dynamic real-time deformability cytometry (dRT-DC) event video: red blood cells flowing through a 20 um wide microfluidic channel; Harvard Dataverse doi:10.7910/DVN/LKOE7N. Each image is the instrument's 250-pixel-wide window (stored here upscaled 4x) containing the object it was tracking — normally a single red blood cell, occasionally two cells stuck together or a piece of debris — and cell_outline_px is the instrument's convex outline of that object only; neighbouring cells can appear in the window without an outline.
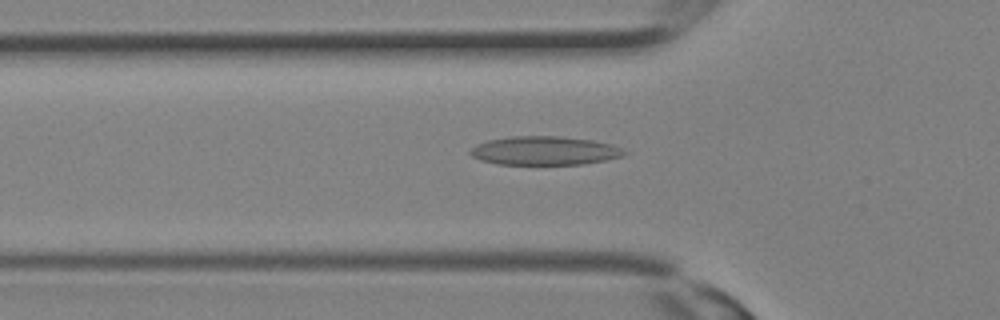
{"species": "Egyptian fruit bat (a non-hibernating species)", "species_latin": "Rousettus aegyptiacus", "temperature_condition": "room temperature", "stored_images_in_passage": 28, "camera_frame_rate_fps": 3000, "um_per_image_px": 0.085, "animal": {"sex": "female"}, "frame": {"image": 1, "passage_image": 8, "time_ms": 2.333, "image_size_px": [1000, 320], "cell_outline_px": [[628, 152], [624, 156], [604, 160], [580, 164], [496, 164], [480, 160], [472, 156], [468, 152], [476, 144], [488, 140], [512, 136], [560, 136], [592, 140], [612, 144]], "centroid_in_image_um": [46.27, 12.8], "position_along_channel_um": 79.5, "area_um2": 25.72}}
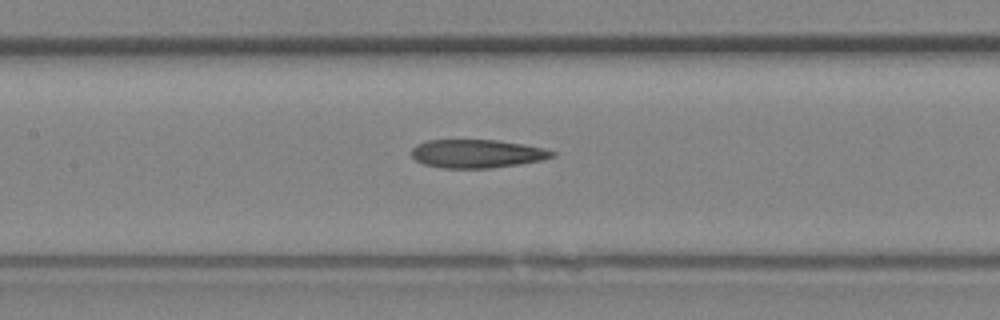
{"frame": {"image": 2, "passage_image": 12, "time_ms": 3.667, "image_size_px": [1000, 320], "cell_outline_px": [[556, 156], [544, 160], [520, 164], [488, 168], [444, 168], [424, 164], [416, 160], [412, 156], [412, 148], [416, 144], [428, 140], [500, 140], [524, 144], [544, 148], [556, 152]], "centroid_in_image_um": [40.59, 13.06], "position_along_channel_um": 166.8, "area_um2": 23.41}}
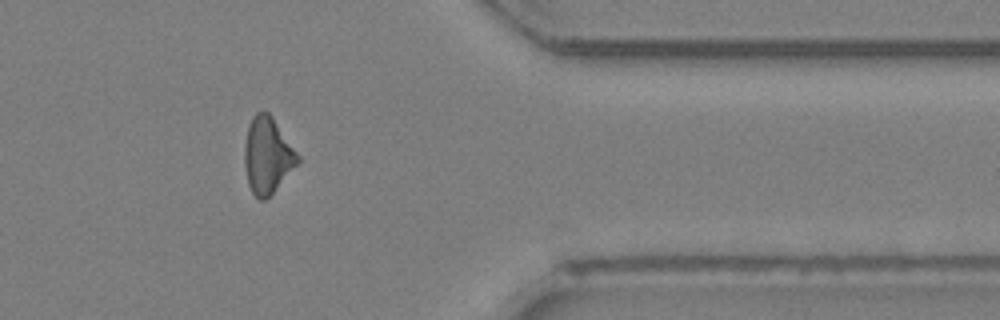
{"frame": {"image": 3, "passage_image": 23, "time_ms": 7.333, "image_size_px": [1000, 320], "cell_outline_px": [[300, 160], [272, 192], [264, 200], [260, 200], [252, 192], [248, 184], [244, 164], [244, 144], [248, 128], [252, 116], [256, 112], [268, 112], [272, 116], [300, 156]], "centroid_in_image_um": [22.71, 13.18], "position_along_channel_um": 388.7, "area_um2": 23.24}}